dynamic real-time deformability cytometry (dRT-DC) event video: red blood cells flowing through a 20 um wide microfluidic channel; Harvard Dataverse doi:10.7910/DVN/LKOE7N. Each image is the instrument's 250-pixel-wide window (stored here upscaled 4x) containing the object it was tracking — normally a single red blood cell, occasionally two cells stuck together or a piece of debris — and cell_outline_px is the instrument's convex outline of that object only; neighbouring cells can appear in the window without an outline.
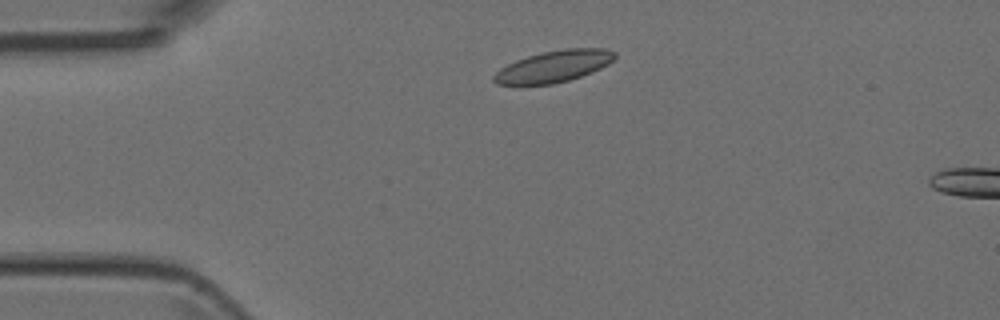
{"species": "Egyptian fruit bat (a non-hibernating species)", "species_latin": "Rousettus aegyptiacus", "temperature_condition": "room temperature", "stored_images_in_passage": 4, "camera_frame_rate_fps": 3000, "um_per_image_px": 0.085, "animal": {"sex": "female"}, "frame": {"image": 1, "passage_image": 2, "time_ms": 1.0, "image_size_px": [1000, 320], "cell_outline_px": [[616, 56], [608, 64], [592, 72], [568, 80], [552, 84], [496, 84], [492, 80], [492, 76], [500, 68], [516, 60], [528, 56], [544, 52], [564, 48], [604, 48], [616, 52]], "centroid_in_image_um": [47.07, 5.63], "position_along_channel_um": 37.9, "area_um2": 22.08}}
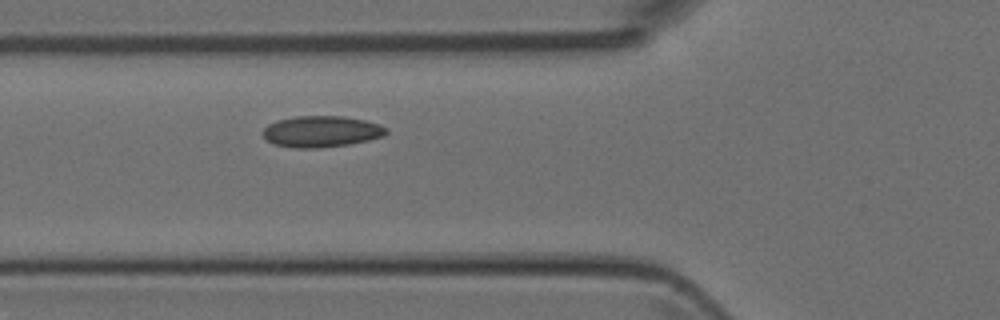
{"frame": {"image": 2, "passage_image": 4, "time_ms": 3.333, "image_size_px": [1000, 320], "cell_outline_px": [[388, 132], [384, 136], [368, 140], [348, 144], [316, 148], [296, 148], [276, 144], [268, 140], [264, 136], [264, 128], [268, 124], [276, 120], [296, 116], [344, 116], [364, 120], [380, 124], [388, 128]], "centroid_in_image_um": [27.35, 11.16], "position_along_channel_um": 98.4, "area_um2": 22.37}}